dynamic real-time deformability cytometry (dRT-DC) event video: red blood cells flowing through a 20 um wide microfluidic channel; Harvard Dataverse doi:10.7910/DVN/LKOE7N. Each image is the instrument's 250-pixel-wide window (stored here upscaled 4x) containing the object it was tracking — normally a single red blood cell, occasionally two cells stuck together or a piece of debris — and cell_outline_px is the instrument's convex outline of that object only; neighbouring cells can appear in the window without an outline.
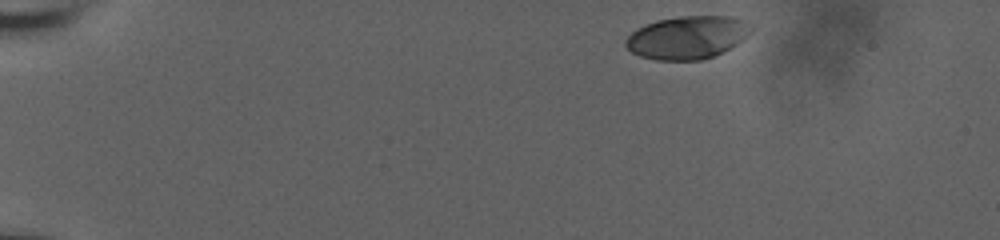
{"species": "human", "species_latin": "Homo sapiens", "temperature_condition": "room temperature", "stored_images_in_passage": 16, "camera_frame_rate_fps": 3000, "um_per_image_px": 0.085, "donor": {"sex": "male"}, "frame": {"image": 1, "passage_image": 1, "time_ms": 0.0, "image_size_px": [1000, 240], "cell_outline_px": [[752, 32], [736, 44], [712, 56], [700, 60], [656, 60], [640, 56], [632, 52], [624, 44], [624, 40], [636, 28], [656, 20], [680, 16], [732, 16], [740, 20], [752, 28]], "centroid_in_image_um": [58.37, 3.18], "position_along_channel_um": 26.6, "area_um2": 31.1}}
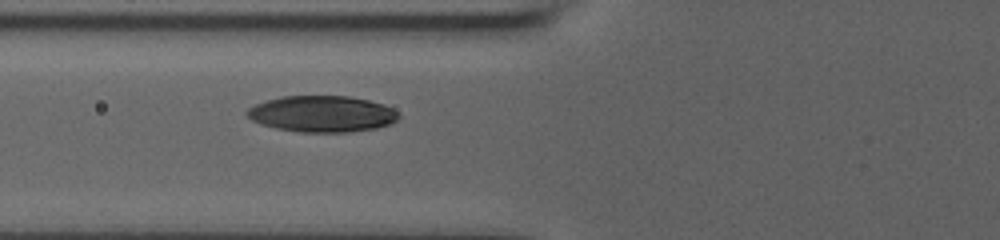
{"frame": {"image": 2, "passage_image": 14, "time_ms": 4.333, "image_size_px": [1000, 240], "cell_outline_px": [[400, 116], [392, 124], [376, 128], [348, 132], [300, 132], [276, 128], [260, 124], [252, 120], [244, 112], [248, 108], [256, 104], [268, 100], [284, 96], [348, 96], [368, 100], [384, 104], [392, 108]], "centroid_in_image_um": [27.38, 9.68], "position_along_channel_um": 98.4, "area_um2": 32.02}}
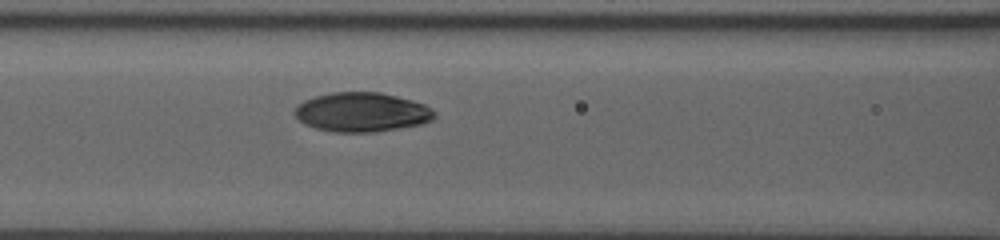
{"frame": {"image": 3, "passage_image": 16, "time_ms": 5.0, "image_size_px": [1000, 240], "cell_outline_px": [[436, 116], [432, 120], [424, 124], [376, 132], [336, 132], [316, 128], [300, 120], [292, 112], [304, 100], [316, 96], [332, 92], [380, 92], [412, 100], [424, 104], [432, 108], [436, 112]], "centroid_in_image_um": [30.81, 9.53], "position_along_channel_um": 135.8, "area_um2": 32.02}}